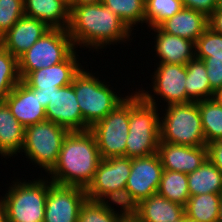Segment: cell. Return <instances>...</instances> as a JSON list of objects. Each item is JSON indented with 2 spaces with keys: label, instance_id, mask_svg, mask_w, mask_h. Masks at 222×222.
<instances>
[{
  "label": "cell",
  "instance_id": "36",
  "mask_svg": "<svg viewBox=\"0 0 222 222\" xmlns=\"http://www.w3.org/2000/svg\"><path fill=\"white\" fill-rule=\"evenodd\" d=\"M218 0H182L184 8L193 9L209 17L217 9Z\"/></svg>",
  "mask_w": 222,
  "mask_h": 222
},
{
  "label": "cell",
  "instance_id": "7",
  "mask_svg": "<svg viewBox=\"0 0 222 222\" xmlns=\"http://www.w3.org/2000/svg\"><path fill=\"white\" fill-rule=\"evenodd\" d=\"M68 130L49 120L25 128L24 143L20 155L24 153L26 161L34 167L44 170L46 174L58 160L62 142ZM42 168V169H41Z\"/></svg>",
  "mask_w": 222,
  "mask_h": 222
},
{
  "label": "cell",
  "instance_id": "40",
  "mask_svg": "<svg viewBox=\"0 0 222 222\" xmlns=\"http://www.w3.org/2000/svg\"><path fill=\"white\" fill-rule=\"evenodd\" d=\"M118 222H141V220L133 213L132 210H126Z\"/></svg>",
  "mask_w": 222,
  "mask_h": 222
},
{
  "label": "cell",
  "instance_id": "19",
  "mask_svg": "<svg viewBox=\"0 0 222 222\" xmlns=\"http://www.w3.org/2000/svg\"><path fill=\"white\" fill-rule=\"evenodd\" d=\"M149 29V32L152 31V34H155L153 37L154 46L152 48L156 53L154 57H157V63L186 65L195 58V42L168 34L159 27Z\"/></svg>",
  "mask_w": 222,
  "mask_h": 222
},
{
  "label": "cell",
  "instance_id": "20",
  "mask_svg": "<svg viewBox=\"0 0 222 222\" xmlns=\"http://www.w3.org/2000/svg\"><path fill=\"white\" fill-rule=\"evenodd\" d=\"M141 222H184L185 207L158 193L140 201L132 209Z\"/></svg>",
  "mask_w": 222,
  "mask_h": 222
},
{
  "label": "cell",
  "instance_id": "38",
  "mask_svg": "<svg viewBox=\"0 0 222 222\" xmlns=\"http://www.w3.org/2000/svg\"><path fill=\"white\" fill-rule=\"evenodd\" d=\"M208 26L216 33L222 35V11L215 10L208 17Z\"/></svg>",
  "mask_w": 222,
  "mask_h": 222
},
{
  "label": "cell",
  "instance_id": "12",
  "mask_svg": "<svg viewBox=\"0 0 222 222\" xmlns=\"http://www.w3.org/2000/svg\"><path fill=\"white\" fill-rule=\"evenodd\" d=\"M164 168L158 153L131 158V171L125 187V209L158 192Z\"/></svg>",
  "mask_w": 222,
  "mask_h": 222
},
{
  "label": "cell",
  "instance_id": "22",
  "mask_svg": "<svg viewBox=\"0 0 222 222\" xmlns=\"http://www.w3.org/2000/svg\"><path fill=\"white\" fill-rule=\"evenodd\" d=\"M24 13L51 29H67L70 21V8L61 0H24Z\"/></svg>",
  "mask_w": 222,
  "mask_h": 222
},
{
  "label": "cell",
  "instance_id": "43",
  "mask_svg": "<svg viewBox=\"0 0 222 222\" xmlns=\"http://www.w3.org/2000/svg\"><path fill=\"white\" fill-rule=\"evenodd\" d=\"M217 102L218 104L222 107V89H219L217 90L215 93H214V97H213Z\"/></svg>",
  "mask_w": 222,
  "mask_h": 222
},
{
  "label": "cell",
  "instance_id": "41",
  "mask_svg": "<svg viewBox=\"0 0 222 222\" xmlns=\"http://www.w3.org/2000/svg\"><path fill=\"white\" fill-rule=\"evenodd\" d=\"M0 222H7L6 208L1 199H0Z\"/></svg>",
  "mask_w": 222,
  "mask_h": 222
},
{
  "label": "cell",
  "instance_id": "39",
  "mask_svg": "<svg viewBox=\"0 0 222 222\" xmlns=\"http://www.w3.org/2000/svg\"><path fill=\"white\" fill-rule=\"evenodd\" d=\"M36 93H38V97L40 99L41 105L46 108L48 103L51 101L52 96L55 93L54 91H35Z\"/></svg>",
  "mask_w": 222,
  "mask_h": 222
},
{
  "label": "cell",
  "instance_id": "17",
  "mask_svg": "<svg viewBox=\"0 0 222 222\" xmlns=\"http://www.w3.org/2000/svg\"><path fill=\"white\" fill-rule=\"evenodd\" d=\"M4 102L25 128L47 120L45 108L41 105L38 93L22 80L13 88Z\"/></svg>",
  "mask_w": 222,
  "mask_h": 222
},
{
  "label": "cell",
  "instance_id": "1",
  "mask_svg": "<svg viewBox=\"0 0 222 222\" xmlns=\"http://www.w3.org/2000/svg\"><path fill=\"white\" fill-rule=\"evenodd\" d=\"M67 31L76 49L78 46L84 50L89 48V52H100L110 45H124L130 40L131 43L134 34V31L132 33L120 17L102 2L74 5L70 9Z\"/></svg>",
  "mask_w": 222,
  "mask_h": 222
},
{
  "label": "cell",
  "instance_id": "21",
  "mask_svg": "<svg viewBox=\"0 0 222 222\" xmlns=\"http://www.w3.org/2000/svg\"><path fill=\"white\" fill-rule=\"evenodd\" d=\"M158 27L168 34L196 42L209 26L208 17L204 13L183 7Z\"/></svg>",
  "mask_w": 222,
  "mask_h": 222
},
{
  "label": "cell",
  "instance_id": "26",
  "mask_svg": "<svg viewBox=\"0 0 222 222\" xmlns=\"http://www.w3.org/2000/svg\"><path fill=\"white\" fill-rule=\"evenodd\" d=\"M221 194L190 196L185 206L186 217L199 222H217Z\"/></svg>",
  "mask_w": 222,
  "mask_h": 222
},
{
  "label": "cell",
  "instance_id": "11",
  "mask_svg": "<svg viewBox=\"0 0 222 222\" xmlns=\"http://www.w3.org/2000/svg\"><path fill=\"white\" fill-rule=\"evenodd\" d=\"M105 118L89 130L93 133L101 159L125 156L129 132V91Z\"/></svg>",
  "mask_w": 222,
  "mask_h": 222
},
{
  "label": "cell",
  "instance_id": "34",
  "mask_svg": "<svg viewBox=\"0 0 222 222\" xmlns=\"http://www.w3.org/2000/svg\"><path fill=\"white\" fill-rule=\"evenodd\" d=\"M24 15V0H0V38Z\"/></svg>",
  "mask_w": 222,
  "mask_h": 222
},
{
  "label": "cell",
  "instance_id": "27",
  "mask_svg": "<svg viewBox=\"0 0 222 222\" xmlns=\"http://www.w3.org/2000/svg\"><path fill=\"white\" fill-rule=\"evenodd\" d=\"M114 204L118 210L112 206ZM125 211L119 203L86 199L81 205L77 222H118Z\"/></svg>",
  "mask_w": 222,
  "mask_h": 222
},
{
  "label": "cell",
  "instance_id": "24",
  "mask_svg": "<svg viewBox=\"0 0 222 222\" xmlns=\"http://www.w3.org/2000/svg\"><path fill=\"white\" fill-rule=\"evenodd\" d=\"M186 69L187 103L213 98L215 92L210 87L205 62L194 58L186 64Z\"/></svg>",
  "mask_w": 222,
  "mask_h": 222
},
{
  "label": "cell",
  "instance_id": "42",
  "mask_svg": "<svg viewBox=\"0 0 222 222\" xmlns=\"http://www.w3.org/2000/svg\"><path fill=\"white\" fill-rule=\"evenodd\" d=\"M102 0H74V5H86V4H95L99 3Z\"/></svg>",
  "mask_w": 222,
  "mask_h": 222
},
{
  "label": "cell",
  "instance_id": "23",
  "mask_svg": "<svg viewBox=\"0 0 222 222\" xmlns=\"http://www.w3.org/2000/svg\"><path fill=\"white\" fill-rule=\"evenodd\" d=\"M25 127L13 116L5 102L0 103V156L8 159L20 155Z\"/></svg>",
  "mask_w": 222,
  "mask_h": 222
},
{
  "label": "cell",
  "instance_id": "8",
  "mask_svg": "<svg viewBox=\"0 0 222 222\" xmlns=\"http://www.w3.org/2000/svg\"><path fill=\"white\" fill-rule=\"evenodd\" d=\"M75 50L67 29H50L18 58L21 80L32 71L65 61Z\"/></svg>",
  "mask_w": 222,
  "mask_h": 222
},
{
  "label": "cell",
  "instance_id": "13",
  "mask_svg": "<svg viewBox=\"0 0 222 222\" xmlns=\"http://www.w3.org/2000/svg\"><path fill=\"white\" fill-rule=\"evenodd\" d=\"M86 199L85 188L59 185L50 180L43 222H77Z\"/></svg>",
  "mask_w": 222,
  "mask_h": 222
},
{
  "label": "cell",
  "instance_id": "3",
  "mask_svg": "<svg viewBox=\"0 0 222 222\" xmlns=\"http://www.w3.org/2000/svg\"><path fill=\"white\" fill-rule=\"evenodd\" d=\"M84 68L74 76V90L83 117V131H86L105 118L127 95L116 92L117 88L110 87L105 78L99 79L98 71L94 73Z\"/></svg>",
  "mask_w": 222,
  "mask_h": 222
},
{
  "label": "cell",
  "instance_id": "6",
  "mask_svg": "<svg viewBox=\"0 0 222 222\" xmlns=\"http://www.w3.org/2000/svg\"><path fill=\"white\" fill-rule=\"evenodd\" d=\"M165 109V110H164ZM160 111V141L188 146H206L197 102L171 104Z\"/></svg>",
  "mask_w": 222,
  "mask_h": 222
},
{
  "label": "cell",
  "instance_id": "2",
  "mask_svg": "<svg viewBox=\"0 0 222 222\" xmlns=\"http://www.w3.org/2000/svg\"><path fill=\"white\" fill-rule=\"evenodd\" d=\"M100 161L93 133L90 130L71 131L65 136L58 160L47 176L53 183L86 189Z\"/></svg>",
  "mask_w": 222,
  "mask_h": 222
},
{
  "label": "cell",
  "instance_id": "15",
  "mask_svg": "<svg viewBox=\"0 0 222 222\" xmlns=\"http://www.w3.org/2000/svg\"><path fill=\"white\" fill-rule=\"evenodd\" d=\"M47 120L71 131H83V117L77 102L74 79L72 84L55 90L45 108Z\"/></svg>",
  "mask_w": 222,
  "mask_h": 222
},
{
  "label": "cell",
  "instance_id": "14",
  "mask_svg": "<svg viewBox=\"0 0 222 222\" xmlns=\"http://www.w3.org/2000/svg\"><path fill=\"white\" fill-rule=\"evenodd\" d=\"M77 50L61 63L30 72L22 81L34 91H54L72 84L74 76L83 67Z\"/></svg>",
  "mask_w": 222,
  "mask_h": 222
},
{
  "label": "cell",
  "instance_id": "18",
  "mask_svg": "<svg viewBox=\"0 0 222 222\" xmlns=\"http://www.w3.org/2000/svg\"><path fill=\"white\" fill-rule=\"evenodd\" d=\"M50 29L42 21L24 15L0 38V45L19 58Z\"/></svg>",
  "mask_w": 222,
  "mask_h": 222
},
{
  "label": "cell",
  "instance_id": "46",
  "mask_svg": "<svg viewBox=\"0 0 222 222\" xmlns=\"http://www.w3.org/2000/svg\"><path fill=\"white\" fill-rule=\"evenodd\" d=\"M217 10L222 11V0H218V3H217Z\"/></svg>",
  "mask_w": 222,
  "mask_h": 222
},
{
  "label": "cell",
  "instance_id": "44",
  "mask_svg": "<svg viewBox=\"0 0 222 222\" xmlns=\"http://www.w3.org/2000/svg\"><path fill=\"white\" fill-rule=\"evenodd\" d=\"M217 222H222V194H221V201H220L219 215Z\"/></svg>",
  "mask_w": 222,
  "mask_h": 222
},
{
  "label": "cell",
  "instance_id": "45",
  "mask_svg": "<svg viewBox=\"0 0 222 222\" xmlns=\"http://www.w3.org/2000/svg\"><path fill=\"white\" fill-rule=\"evenodd\" d=\"M64 4H66L70 9L74 6V0H61Z\"/></svg>",
  "mask_w": 222,
  "mask_h": 222
},
{
  "label": "cell",
  "instance_id": "29",
  "mask_svg": "<svg viewBox=\"0 0 222 222\" xmlns=\"http://www.w3.org/2000/svg\"><path fill=\"white\" fill-rule=\"evenodd\" d=\"M197 103L206 144L222 140V107L214 98Z\"/></svg>",
  "mask_w": 222,
  "mask_h": 222
},
{
  "label": "cell",
  "instance_id": "30",
  "mask_svg": "<svg viewBox=\"0 0 222 222\" xmlns=\"http://www.w3.org/2000/svg\"><path fill=\"white\" fill-rule=\"evenodd\" d=\"M102 4L109 8L131 30L135 26L145 23V0H102Z\"/></svg>",
  "mask_w": 222,
  "mask_h": 222
},
{
  "label": "cell",
  "instance_id": "47",
  "mask_svg": "<svg viewBox=\"0 0 222 222\" xmlns=\"http://www.w3.org/2000/svg\"><path fill=\"white\" fill-rule=\"evenodd\" d=\"M184 222H199V221H195V220H192V219L186 217Z\"/></svg>",
  "mask_w": 222,
  "mask_h": 222
},
{
  "label": "cell",
  "instance_id": "31",
  "mask_svg": "<svg viewBox=\"0 0 222 222\" xmlns=\"http://www.w3.org/2000/svg\"><path fill=\"white\" fill-rule=\"evenodd\" d=\"M20 81L18 58L0 45V103Z\"/></svg>",
  "mask_w": 222,
  "mask_h": 222
},
{
  "label": "cell",
  "instance_id": "5",
  "mask_svg": "<svg viewBox=\"0 0 222 222\" xmlns=\"http://www.w3.org/2000/svg\"><path fill=\"white\" fill-rule=\"evenodd\" d=\"M42 175L32 180L15 177L13 184L9 183L8 191L5 190L6 194L0 197L6 208L7 222L44 221L50 179Z\"/></svg>",
  "mask_w": 222,
  "mask_h": 222
},
{
  "label": "cell",
  "instance_id": "4",
  "mask_svg": "<svg viewBox=\"0 0 222 222\" xmlns=\"http://www.w3.org/2000/svg\"><path fill=\"white\" fill-rule=\"evenodd\" d=\"M132 91L129 93V132L125 157L138 158L158 153L160 108L145 102L136 90Z\"/></svg>",
  "mask_w": 222,
  "mask_h": 222
},
{
  "label": "cell",
  "instance_id": "10",
  "mask_svg": "<svg viewBox=\"0 0 222 222\" xmlns=\"http://www.w3.org/2000/svg\"><path fill=\"white\" fill-rule=\"evenodd\" d=\"M155 65L157 68H154V73L152 72V85L149 88L151 92L148 89H146L147 91L144 90L142 87L141 90L138 88L135 89L141 98L145 102L157 107L163 101L164 104L166 102L164 106L187 103L185 88V80L187 78L186 65L169 63H156ZM157 97L158 99L160 98V103H157Z\"/></svg>",
  "mask_w": 222,
  "mask_h": 222
},
{
  "label": "cell",
  "instance_id": "9",
  "mask_svg": "<svg viewBox=\"0 0 222 222\" xmlns=\"http://www.w3.org/2000/svg\"><path fill=\"white\" fill-rule=\"evenodd\" d=\"M131 171V158L101 159L94 179L86 188L87 199L119 203L125 208V187Z\"/></svg>",
  "mask_w": 222,
  "mask_h": 222
},
{
  "label": "cell",
  "instance_id": "28",
  "mask_svg": "<svg viewBox=\"0 0 222 222\" xmlns=\"http://www.w3.org/2000/svg\"><path fill=\"white\" fill-rule=\"evenodd\" d=\"M157 193L185 207L190 197L187 174L164 170Z\"/></svg>",
  "mask_w": 222,
  "mask_h": 222
},
{
  "label": "cell",
  "instance_id": "37",
  "mask_svg": "<svg viewBox=\"0 0 222 222\" xmlns=\"http://www.w3.org/2000/svg\"><path fill=\"white\" fill-rule=\"evenodd\" d=\"M207 159L213 163L222 174V140L206 144Z\"/></svg>",
  "mask_w": 222,
  "mask_h": 222
},
{
  "label": "cell",
  "instance_id": "32",
  "mask_svg": "<svg viewBox=\"0 0 222 222\" xmlns=\"http://www.w3.org/2000/svg\"><path fill=\"white\" fill-rule=\"evenodd\" d=\"M182 8V0H145V25L158 27Z\"/></svg>",
  "mask_w": 222,
  "mask_h": 222
},
{
  "label": "cell",
  "instance_id": "33",
  "mask_svg": "<svg viewBox=\"0 0 222 222\" xmlns=\"http://www.w3.org/2000/svg\"><path fill=\"white\" fill-rule=\"evenodd\" d=\"M195 58L222 61V35L208 27L195 42Z\"/></svg>",
  "mask_w": 222,
  "mask_h": 222
},
{
  "label": "cell",
  "instance_id": "35",
  "mask_svg": "<svg viewBox=\"0 0 222 222\" xmlns=\"http://www.w3.org/2000/svg\"><path fill=\"white\" fill-rule=\"evenodd\" d=\"M211 89H222V61H204Z\"/></svg>",
  "mask_w": 222,
  "mask_h": 222
},
{
  "label": "cell",
  "instance_id": "16",
  "mask_svg": "<svg viewBox=\"0 0 222 222\" xmlns=\"http://www.w3.org/2000/svg\"><path fill=\"white\" fill-rule=\"evenodd\" d=\"M158 154L164 170L191 173L207 160L206 146L159 142Z\"/></svg>",
  "mask_w": 222,
  "mask_h": 222
},
{
  "label": "cell",
  "instance_id": "25",
  "mask_svg": "<svg viewBox=\"0 0 222 222\" xmlns=\"http://www.w3.org/2000/svg\"><path fill=\"white\" fill-rule=\"evenodd\" d=\"M190 196L222 194V174L208 159L195 171L187 174Z\"/></svg>",
  "mask_w": 222,
  "mask_h": 222
}]
</instances>
